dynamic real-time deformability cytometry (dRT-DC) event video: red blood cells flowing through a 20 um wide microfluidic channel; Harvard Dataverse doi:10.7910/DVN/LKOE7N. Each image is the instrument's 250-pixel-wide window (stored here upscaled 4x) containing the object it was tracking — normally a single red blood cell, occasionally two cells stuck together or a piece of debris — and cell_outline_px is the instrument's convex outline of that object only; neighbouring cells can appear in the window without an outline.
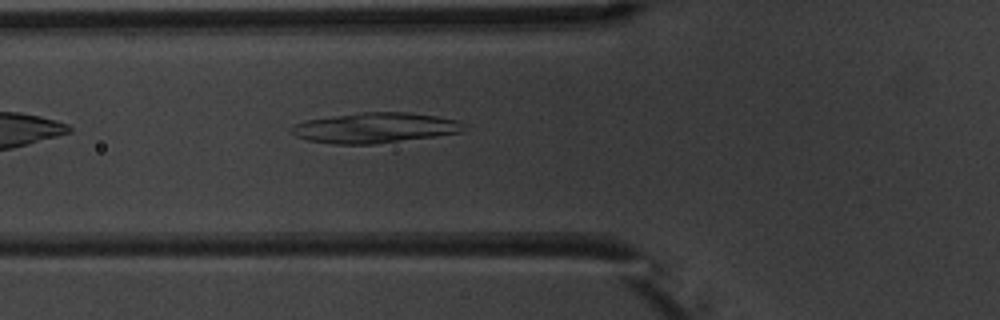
{"species": "common noctule bat (a hibernating species)", "species_latin": "Nyctalus noctula", "temperature_condition": "warm", "stored_images_in_passage": 2, "camera_frame_rate_fps": 3000, "um_per_image_px": 0.085, "animal": {"sex": "male", "body_mass_g": 20.1, "forearm_length_mm": 53.5}, "frame": {"image": 1, "passage_image": 2, "time_ms": 1.333, "image_size_px": [1000, 320], "cell_outline_px": [[468, 124], [464, 132], [436, 136], [376, 144], [336, 144], [308, 140], [296, 136], [288, 128], [292, 124], [308, 120], [332, 116], [360, 112], [408, 112], [436, 116], [456, 120]], "centroid_in_image_um": [31.91, 10.86], "position_along_channel_um": 93.9, "area_um2": 30.63}}